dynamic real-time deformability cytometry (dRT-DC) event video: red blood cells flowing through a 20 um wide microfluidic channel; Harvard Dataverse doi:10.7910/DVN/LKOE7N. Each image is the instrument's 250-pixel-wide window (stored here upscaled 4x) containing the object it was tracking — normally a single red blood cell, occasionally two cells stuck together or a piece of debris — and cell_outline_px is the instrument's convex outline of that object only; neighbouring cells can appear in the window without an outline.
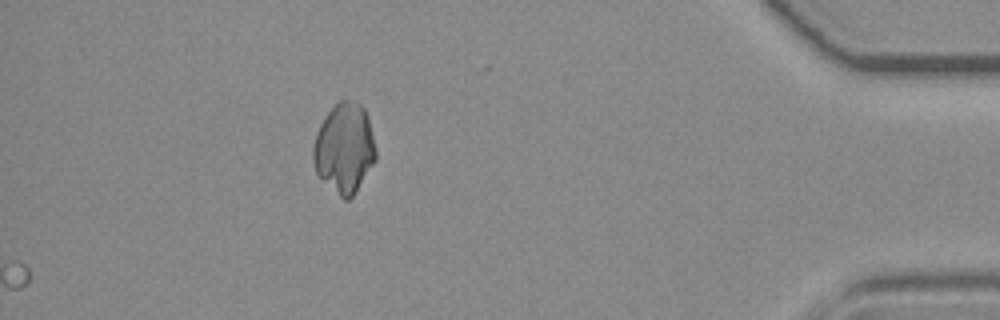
{"species": "common noctule bat (a hibernating species)", "species_latin": "Nyctalus noctula", "temperature_condition": "room temperature", "stored_images_in_passage": 34, "camera_frame_rate_fps": 3000, "um_per_image_px": 0.085, "animal": {"sex": "female", "body_mass_g": 19.3, "forearm_length_mm": 54.1}, "frame": {"image": 1, "passage_image": 34, "time_ms": 11.0, "image_size_px": [1000, 320], "cell_outline_px": [[376, 160], [352, 196], [348, 200], [344, 200], [316, 172], [312, 160], [312, 148], [316, 132], [320, 124], [328, 112], [340, 100], [356, 100], [364, 108], [368, 116], [376, 148]], "centroid_in_image_um": [29.27, 12.56], "position_along_channel_um": 405.9, "area_um2": 32.6}}